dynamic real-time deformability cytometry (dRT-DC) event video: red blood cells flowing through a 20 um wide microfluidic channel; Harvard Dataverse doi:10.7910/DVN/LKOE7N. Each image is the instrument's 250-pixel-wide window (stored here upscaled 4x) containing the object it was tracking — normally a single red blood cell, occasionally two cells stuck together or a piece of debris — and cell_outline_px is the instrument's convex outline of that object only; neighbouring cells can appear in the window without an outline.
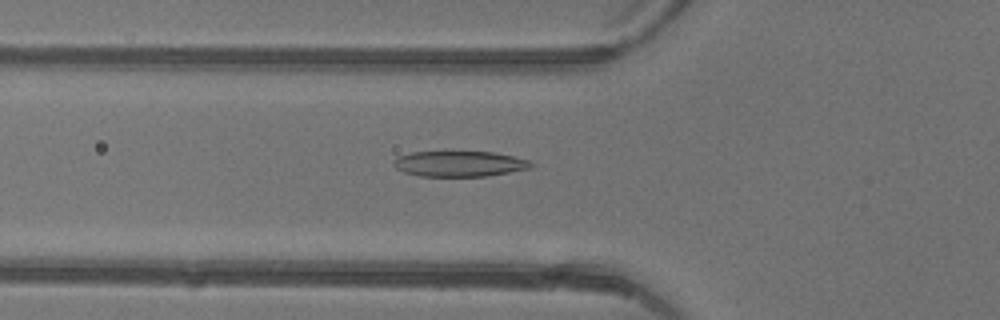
{"species": "common noctule bat (a hibernating species)", "species_latin": "Nyctalus noctula", "temperature_condition": "warm", "stored_images_in_passage": 16, "camera_frame_rate_fps": 3000, "um_per_image_px": 0.085, "animal": {"sex": "female"}, "frame": {"image": 1, "passage_image": 2, "time_ms": 0.333, "image_size_px": [1000, 320], "cell_outline_px": [[536, 164], [532, 168], [484, 176], [420, 176], [404, 172], [396, 168], [392, 164], [392, 160], [396, 156], [412, 152], [492, 152], [512, 156], [528, 160]], "centroid_in_image_um": [39.02, 13.92], "position_along_channel_um": 86.8, "area_um2": 20.46}}
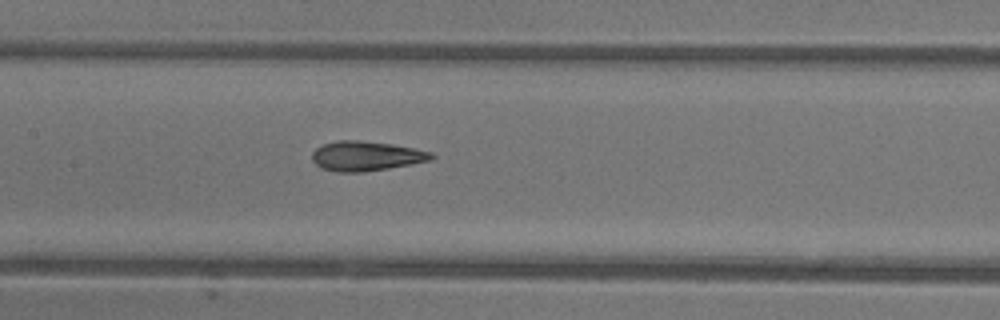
{"frame": {"image": 2, "passage_image": 8, "time_ms": 2.333, "image_size_px": [1000, 320], "cell_outline_px": [[436, 156], [432, 160], [412, 164], [364, 172], [336, 172], [320, 168], [312, 160], [312, 152], [316, 148], [324, 144], [336, 140], [356, 140], [392, 144], [432, 152]], "centroid_in_image_um": [31.11, 13.27], "position_along_channel_um": 176.3, "area_um2": 20.69}}
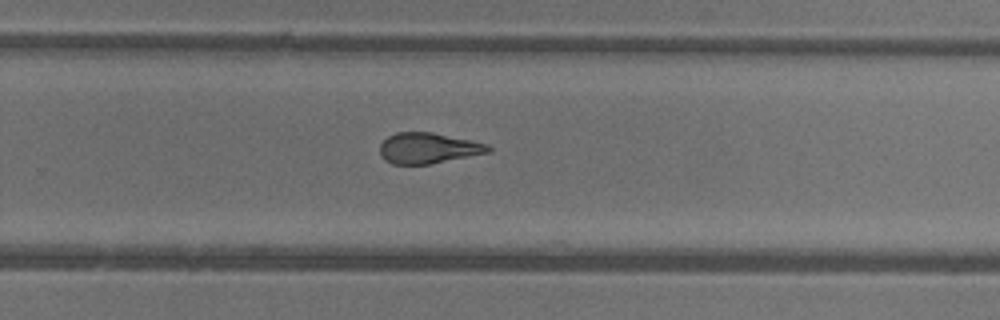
{"frame": {"image": 3, "passage_image": 16, "time_ms": 5.0, "image_size_px": [1000, 320], "cell_outline_px": [[492, 152], [428, 164], [392, 164], [384, 160], [380, 156], [380, 144], [388, 136], [396, 132], [432, 132], [488, 144], [492, 148]], "centroid_in_image_um": [36.38, 12.59], "position_along_channel_um": 293.4, "area_um2": 19.42}}